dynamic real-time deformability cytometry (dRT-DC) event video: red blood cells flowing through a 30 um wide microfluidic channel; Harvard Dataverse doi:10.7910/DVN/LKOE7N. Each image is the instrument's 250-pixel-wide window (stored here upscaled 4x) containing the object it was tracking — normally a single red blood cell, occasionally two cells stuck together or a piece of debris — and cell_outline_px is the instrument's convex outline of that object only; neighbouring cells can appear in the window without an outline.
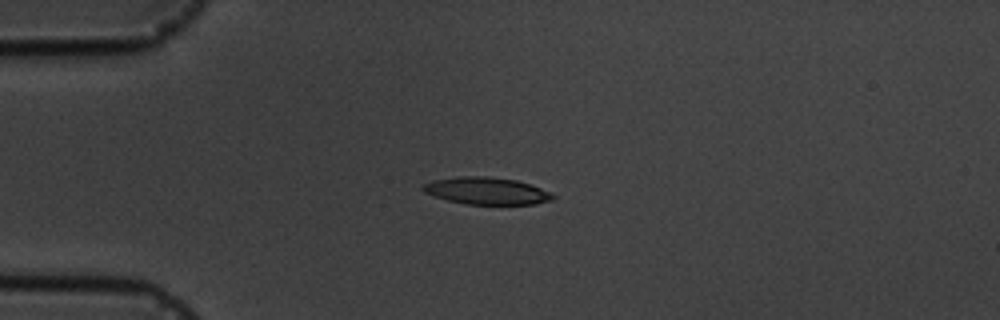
{"species": "common noctule bat (a hibernating species)", "species_latin": "Nyctalus noctula", "temperature_condition": "cold", "stored_images_in_passage": 7, "camera_frame_rate_fps": 3000, "um_per_image_px": 0.085, "animal": {"sex": "male", "body_mass_g": 19.5, "forearm_length_mm": 54.6}, "frame": {"image": 1, "passage_image": 4, "time_ms": 3.333, "image_size_px": [1000, 320], "cell_outline_px": [[556, 196], [552, 200], [536, 204], [464, 204], [448, 200], [424, 192], [420, 188], [424, 184], [432, 180], [460, 176], [488, 176], [516, 180], [540, 188]], "centroid_in_image_um": [41.34, 16.22], "position_along_channel_um": 43.7, "area_um2": 20.4}}
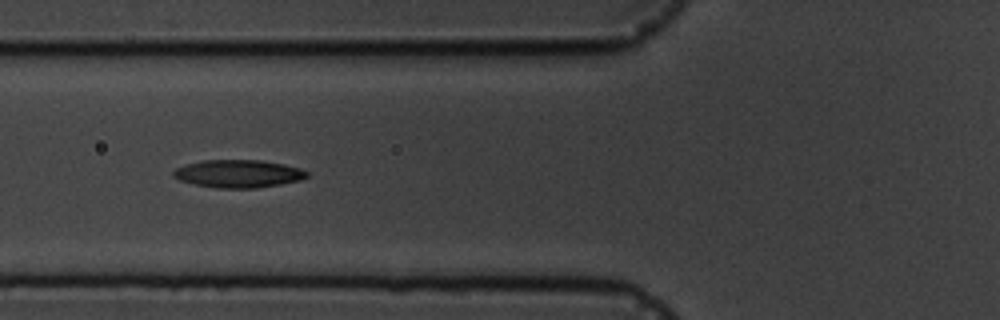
{"frame": {"image": 2, "passage_image": 6, "time_ms": 5.667, "image_size_px": [1000, 320], "cell_outline_px": [[308, 176], [300, 180], [280, 184], [256, 188], [216, 188], [196, 184], [180, 180], [172, 176], [172, 172], [176, 168], [188, 164], [204, 160], [260, 160], [284, 164], [300, 168], [308, 172]], "centroid_in_image_um": [20.27, 14.76], "position_along_channel_um": 105.5, "area_um2": 21.5}}
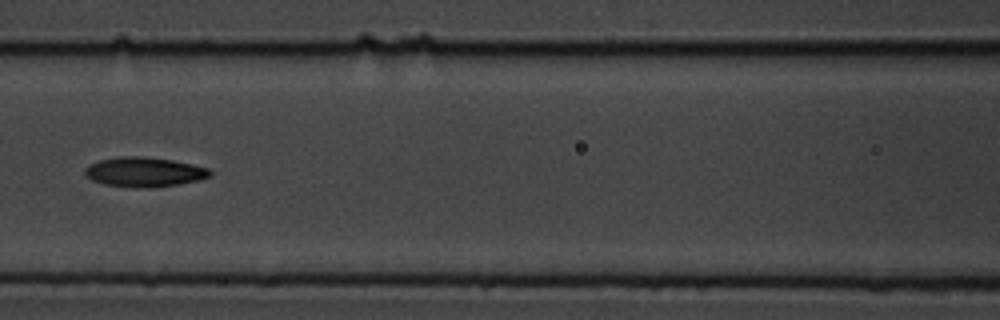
{"frame": {"image": 3, "passage_image": 7, "time_ms": 7.0, "image_size_px": [1000, 320], "cell_outline_px": [[212, 176], [200, 180], [152, 188], [136, 188], [104, 184], [92, 180], [84, 172], [84, 168], [88, 164], [100, 160], [120, 156], [144, 156], [172, 160], [208, 168], [212, 172]], "centroid_in_image_um": [12.25, 14.62], "position_along_channel_um": 154.3, "area_um2": 21.68}}